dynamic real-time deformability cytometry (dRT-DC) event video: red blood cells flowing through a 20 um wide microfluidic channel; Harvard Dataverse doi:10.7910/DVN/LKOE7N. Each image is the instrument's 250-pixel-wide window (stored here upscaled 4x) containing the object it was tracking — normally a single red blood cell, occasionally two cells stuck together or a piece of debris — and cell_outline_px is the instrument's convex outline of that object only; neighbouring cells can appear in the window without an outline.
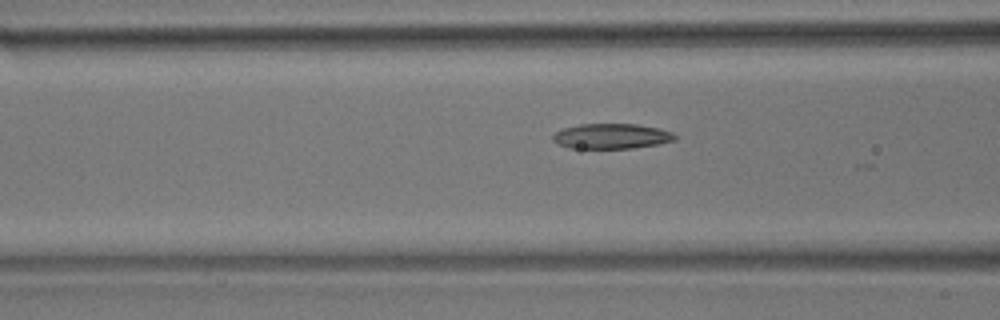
{"species": "common noctule bat (a hibernating species)", "species_latin": "Nyctalus noctula", "temperature_condition": "room temperature", "stored_images_in_passage": 24, "camera_frame_rate_fps": 3000, "um_per_image_px": 0.085, "animal": {"sex": "male", "body_mass_g": 17.9}, "frame": {"image": 1, "passage_image": 20, "time_ms": 6.333, "image_size_px": [1000, 320], "cell_outline_px": [[676, 140], [660, 144], [632, 148], [568, 148], [552, 140], [552, 136], [556, 132], [564, 128], [580, 124], [636, 124], [660, 128], [672, 132], [676, 136]], "centroid_in_image_um": [52.01, 11.57], "position_along_channel_um": 114.6, "area_um2": 17.92}}
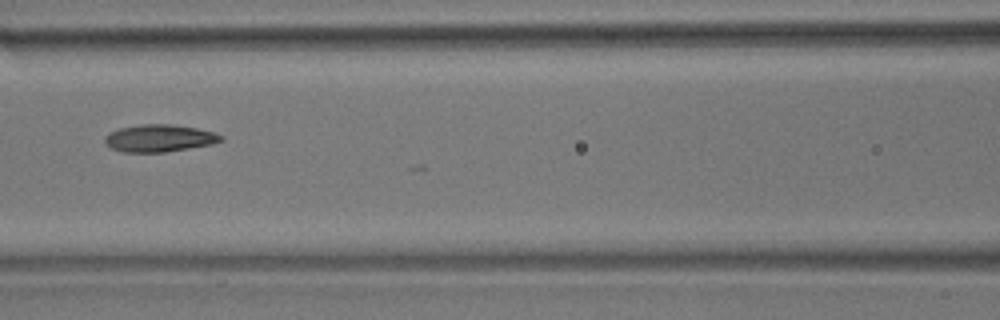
{"frame": {"image": 2, "passage_image": 23, "time_ms": 7.333, "image_size_px": [1000, 320], "cell_outline_px": [[224, 140], [212, 144], [164, 152], [120, 152], [112, 148], [104, 140], [104, 136], [120, 128], [140, 124], [168, 124], [196, 128], [216, 132], [224, 136]], "centroid_in_image_um": [13.58, 11.74], "position_along_channel_um": 153.0, "area_um2": 18.38}}